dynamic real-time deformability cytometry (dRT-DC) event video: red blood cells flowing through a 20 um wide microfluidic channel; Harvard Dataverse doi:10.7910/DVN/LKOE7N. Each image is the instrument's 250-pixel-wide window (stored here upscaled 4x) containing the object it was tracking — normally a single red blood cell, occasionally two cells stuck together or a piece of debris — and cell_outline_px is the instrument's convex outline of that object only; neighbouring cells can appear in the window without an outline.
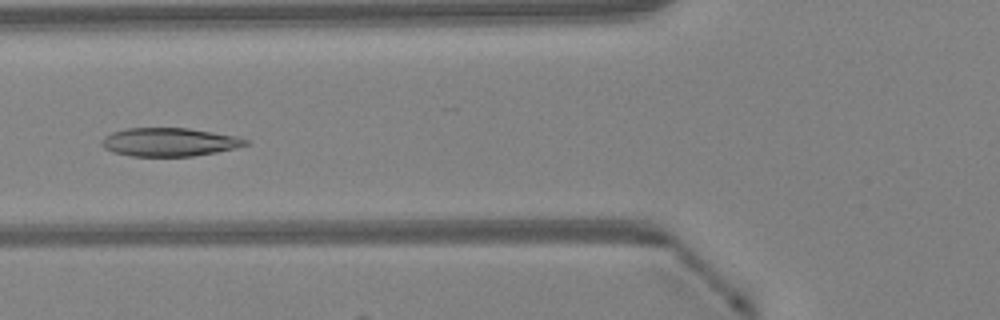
{"species": "Egyptian fruit bat (a non-hibernating species)", "species_latin": "Rousettus aegyptiacus", "temperature_condition": "warm", "stored_images_in_passage": 48, "camera_frame_rate_fps": 3000, "um_per_image_px": 0.085, "animal": {"sex": "female"}, "frame": {"image": 1, "passage_image": 19, "time_ms": 6.0, "image_size_px": [1000, 320], "cell_outline_px": [[248, 144], [236, 148], [216, 152], [192, 156], [132, 156], [112, 152], [104, 148], [100, 144], [100, 140], [104, 136], [112, 132], [128, 128], [188, 128], [236, 136], [248, 140]], "centroid_in_image_um": [14.35, 12.07], "position_along_channel_um": 111.5, "area_um2": 23.81}}
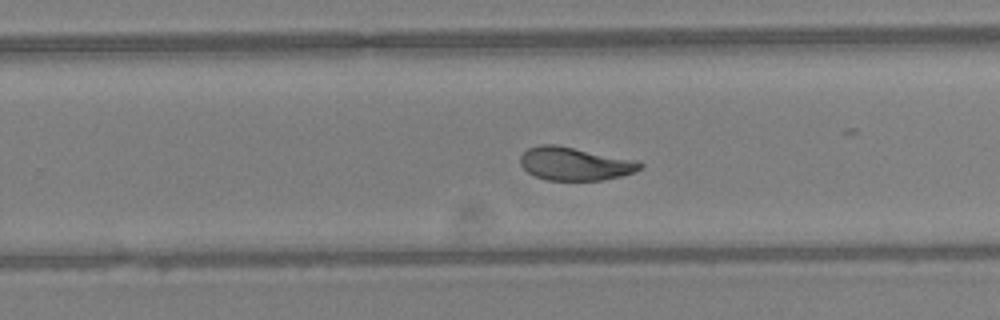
{"frame": {"image": 2, "passage_image": 31, "time_ms": 10.0, "image_size_px": [1000, 320], "cell_outline_px": [[644, 164], [640, 168], [632, 172], [620, 176], [600, 180], [548, 180], [536, 176], [528, 172], [520, 164], [520, 156], [528, 148], [540, 144], [556, 144], [640, 160]], "centroid_in_image_um": [48.87, 13.9], "position_along_channel_um": 280.9, "area_um2": 23.24}}
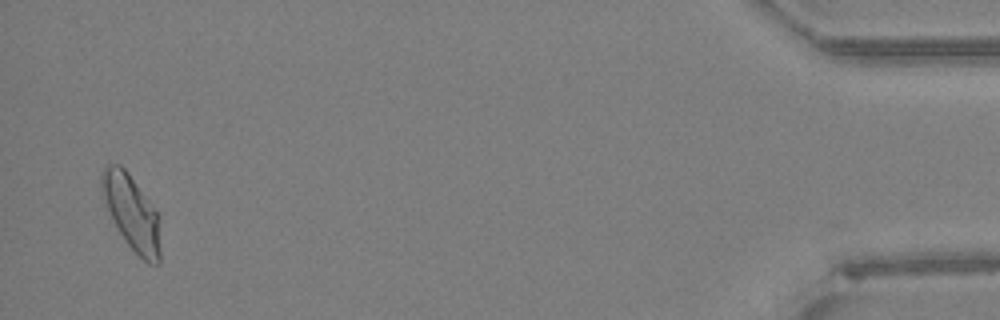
{"frame": {"image": 3, "passage_image": 47, "time_ms": 15.333, "image_size_px": [1000, 320], "cell_outline_px": [[160, 264], [148, 264], [124, 240], [108, 208], [100, 188], [100, 172], [108, 164], [120, 164], [124, 168], [156, 212], [160, 248]], "centroid_in_image_um": [11.16, 18.06], "position_along_channel_um": 424.0, "area_um2": 24.62}, "authors_computed_cell_mechanics": {"area_um2": 24.0448, "velocity_mm_per_s": 4.2493, "shape_relaxation_time_tau1_ms": 7.2841, "shape_relaxation_time_tau2_ms": 1.777, "deformation_change_tau1": 0.202, "deformation_change_tau2": 0.0691}}